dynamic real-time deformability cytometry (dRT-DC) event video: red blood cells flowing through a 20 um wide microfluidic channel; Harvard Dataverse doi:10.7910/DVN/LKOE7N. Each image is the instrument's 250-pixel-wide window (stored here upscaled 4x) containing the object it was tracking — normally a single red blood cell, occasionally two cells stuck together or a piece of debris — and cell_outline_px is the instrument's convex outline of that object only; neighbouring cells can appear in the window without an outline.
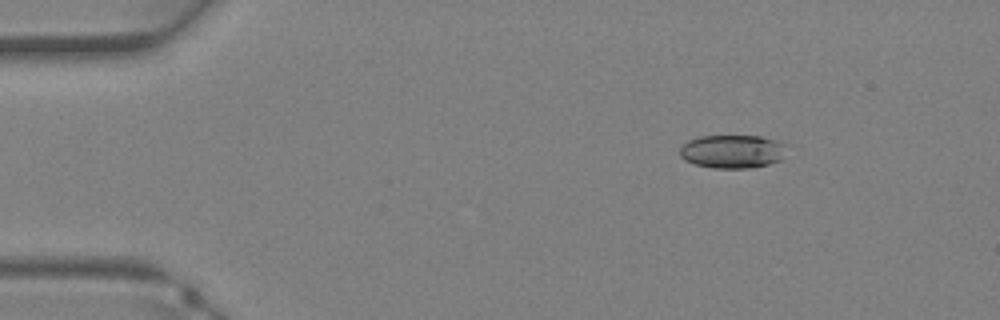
{"species": "Egyptian fruit bat (a non-hibernating species)", "species_latin": "Rousettus aegyptiacus", "temperature_condition": "warm", "stored_images_in_passage": 34, "camera_frame_rate_fps": 3000, "um_per_image_px": 0.085, "animal": {"sex": "female"}, "frame": {"image": 1, "passage_image": 3, "time_ms": 0.667, "image_size_px": [1000, 320], "cell_outline_px": [[788, 144], [780, 160], [768, 164], [748, 168], [712, 168], [696, 164], [684, 160], [680, 156], [680, 148], [688, 140], [700, 136], [760, 136], [776, 140]], "centroid_in_image_um": [62.25, 12.87], "position_along_channel_um": 22.7, "area_um2": 20.81}}
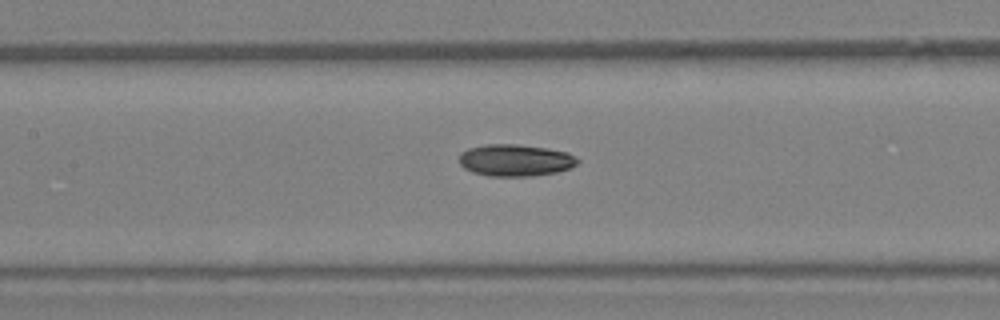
{"frame": {"image": 2, "passage_image": 15, "time_ms": 4.667, "image_size_px": [1000, 320], "cell_outline_px": [[580, 160], [572, 168], [556, 172], [532, 176], [492, 176], [472, 172], [464, 168], [460, 164], [460, 152], [468, 148], [484, 144], [516, 144], [548, 148], [568, 152]], "centroid_in_image_um": [43.81, 13.61], "position_along_channel_um": 163.6, "area_um2": 22.14}}
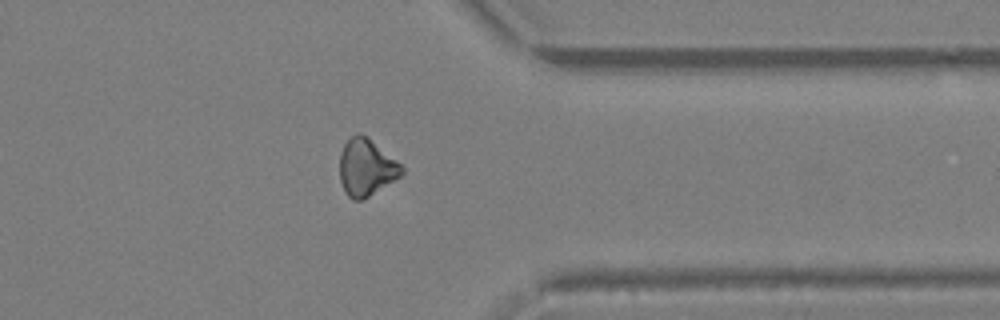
{"frame": {"image": 3, "passage_image": 27, "time_ms": 8.667, "image_size_px": [1000, 320], "cell_outline_px": [[404, 172], [400, 176], [368, 196], [360, 200], [352, 200], [344, 192], [340, 180], [340, 152], [344, 144], [356, 132], [360, 132], [368, 136], [396, 160], [404, 168]], "centroid_in_image_um": [31.11, 14.2], "position_along_channel_um": 380.3, "area_um2": 20.52}}